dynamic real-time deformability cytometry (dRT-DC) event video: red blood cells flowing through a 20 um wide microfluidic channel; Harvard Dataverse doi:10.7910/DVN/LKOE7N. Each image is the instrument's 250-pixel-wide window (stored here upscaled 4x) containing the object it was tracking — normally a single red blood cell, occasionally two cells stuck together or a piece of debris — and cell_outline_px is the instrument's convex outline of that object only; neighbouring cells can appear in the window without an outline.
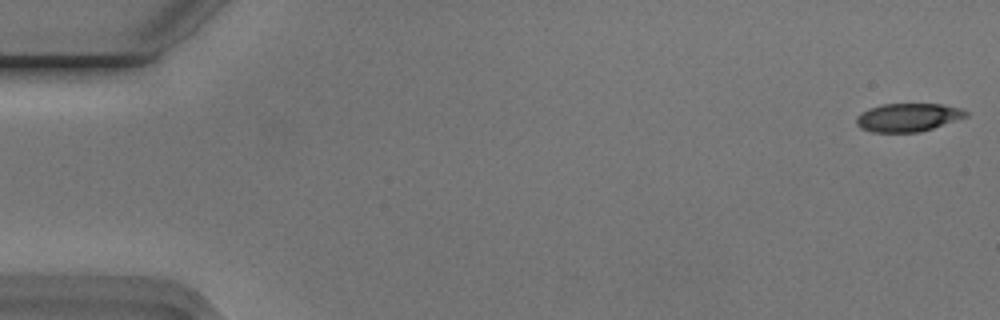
{"species": "Egyptian fruit bat (a non-hibernating species)", "species_latin": "Rousettus aegyptiacus", "temperature_condition": "cold", "stored_images_in_passage": 9, "camera_frame_rate_fps": 3000, "um_per_image_px": 0.085, "animal": {"sex": "male"}, "frame": {"image": 1, "passage_image": 1, "time_ms": 0.0, "image_size_px": [1000, 320], "cell_outline_px": [[968, 116], [920, 132], [872, 132], [860, 128], [856, 124], [856, 116], [868, 108], [884, 104], [940, 104], [960, 108], [968, 112]], "centroid_in_image_um": [77.15, 9.98], "position_along_channel_um": 7.9, "area_um2": 17.98}}
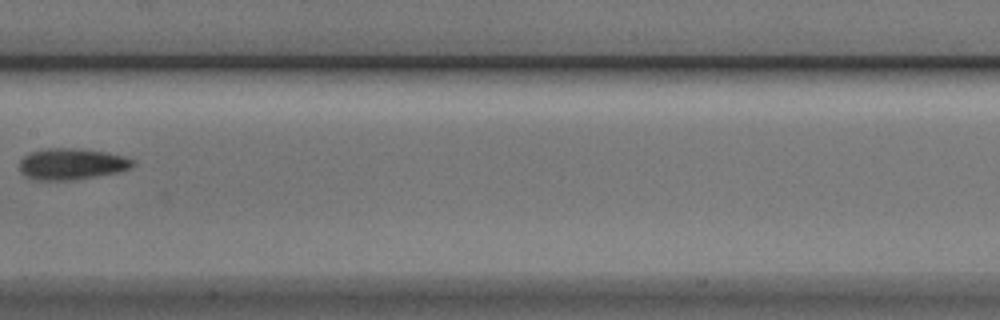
{"frame": {"image": 2, "passage_image": 8, "time_ms": 2.333, "image_size_px": [1000, 320], "cell_outline_px": [[136, 164], [132, 168], [120, 172], [72, 180], [32, 180], [24, 176], [20, 172], [20, 160], [28, 152], [44, 148], [80, 148], [108, 152], [124, 156], [136, 160]], "centroid_in_image_um": [6.11, 13.93], "position_along_channel_um": 201.3, "area_um2": 21.21}}
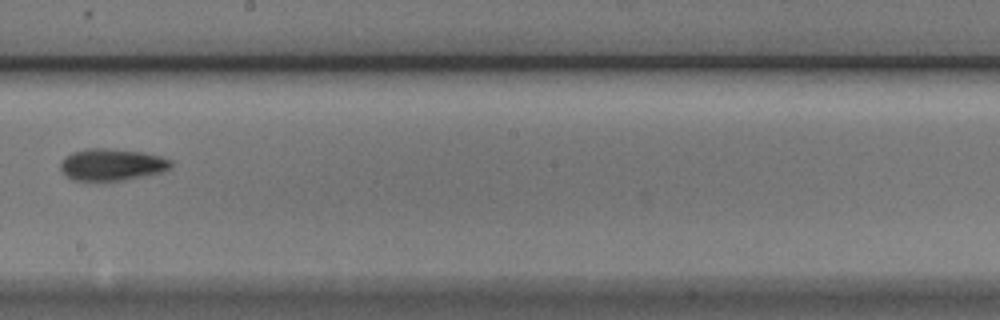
{"frame": {"image": 3, "passage_image": 9, "time_ms": 2.667, "image_size_px": [1000, 320], "cell_outline_px": [[172, 168], [160, 172], [124, 180], [72, 180], [64, 176], [60, 172], [60, 160], [64, 156], [72, 152], [88, 148], [108, 148], [144, 152], [160, 156], [172, 160]], "centroid_in_image_um": [9.46, 13.98], "position_along_channel_um": 238.7, "area_um2": 20.75}}